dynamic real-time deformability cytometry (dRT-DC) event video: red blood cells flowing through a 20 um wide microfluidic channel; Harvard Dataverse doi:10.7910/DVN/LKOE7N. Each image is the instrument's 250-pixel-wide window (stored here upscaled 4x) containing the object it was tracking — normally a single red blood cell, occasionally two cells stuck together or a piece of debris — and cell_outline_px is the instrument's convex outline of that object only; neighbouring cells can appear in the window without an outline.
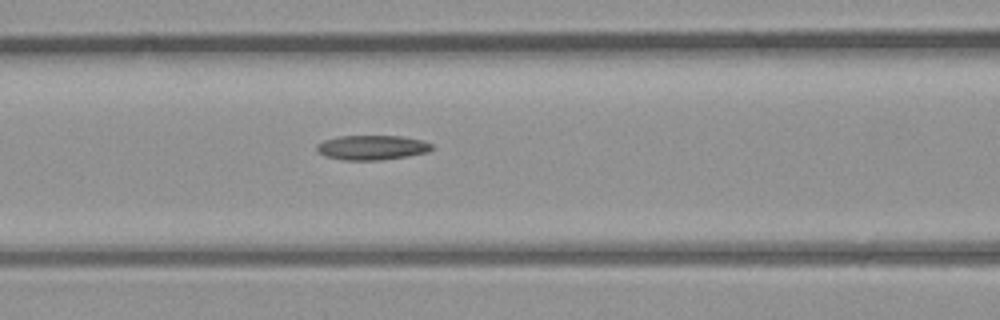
{"species": "common noctule bat (a hibernating species)", "species_latin": "Nyctalus noctula", "temperature_condition": "room temperature", "stored_images_in_passage": 4, "camera_frame_rate_fps": 3000, "um_per_image_px": 0.085, "animal": {"sex": "male", "body_mass_g": 23.1, "forearm_length_mm": 52.7}, "frame": {"image": 1, "passage_image": 4, "time_ms": 3.667, "image_size_px": [1000, 320], "cell_outline_px": [[432, 148], [428, 152], [408, 156], [380, 160], [344, 160], [324, 156], [316, 152], [316, 144], [324, 140], [340, 136], [404, 136], [424, 140], [432, 144]], "centroid_in_image_um": [31.61, 12.54], "position_along_channel_um": 135.0, "area_um2": 16.7}}